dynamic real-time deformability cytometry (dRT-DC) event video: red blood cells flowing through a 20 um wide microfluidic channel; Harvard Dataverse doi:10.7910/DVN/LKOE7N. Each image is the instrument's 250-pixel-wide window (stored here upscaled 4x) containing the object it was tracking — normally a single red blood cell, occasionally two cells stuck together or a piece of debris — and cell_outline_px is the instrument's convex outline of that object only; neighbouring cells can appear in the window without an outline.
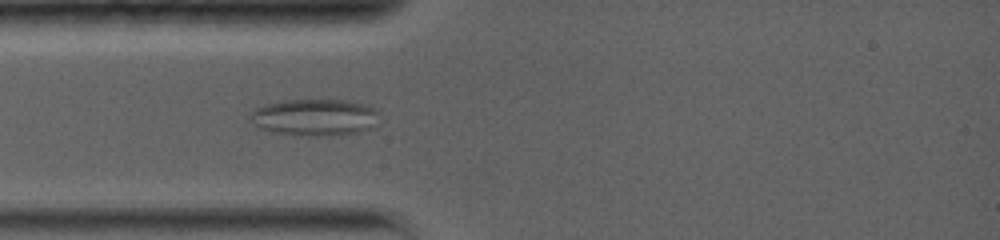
{"species": "common noctule bat (a hibernating species)", "species_latin": "Nyctalus noctula", "temperature_condition": "warm", "stored_images_in_passage": 54, "camera_frame_rate_fps": 5000, "um_per_image_px": 0.085, "animal": {"sex": "female", "body_mass_g": 19.0, "forearm_length_mm": 56.7}, "frame": {"image": 1, "passage_image": 10, "time_ms": 3.2, "image_size_px": [1000, 240], "cell_outline_px": [[380, 112], [372, 128], [360, 132], [332, 136], [308, 136], [272, 132], [260, 128], [248, 120], [248, 116], [256, 108], [264, 104], [284, 100], [348, 100], [372, 104]], "centroid_in_image_um": [26.79, 9.97], "position_along_channel_um": 58.2, "area_um2": 28.26}}
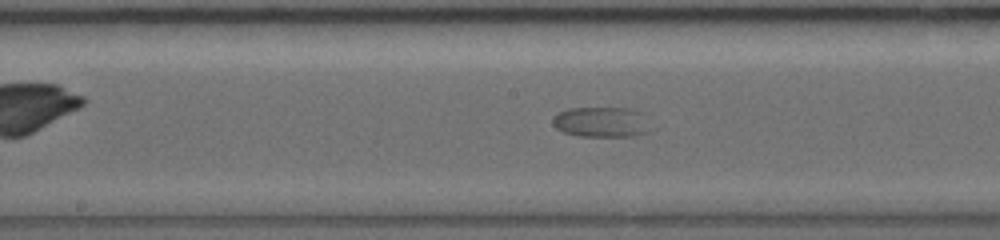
{"frame": {"image": 2, "passage_image": 23, "time_ms": 7.2, "image_size_px": [1000, 240], "cell_outline_px": [[648, 132], [636, 136], [580, 136], [564, 132], [556, 128], [552, 124], [552, 116], [556, 112], [568, 108], [632, 108], [640, 112]], "centroid_in_image_um": [51.01, 10.36], "position_along_channel_um": 197.2, "area_um2": 17.11}}
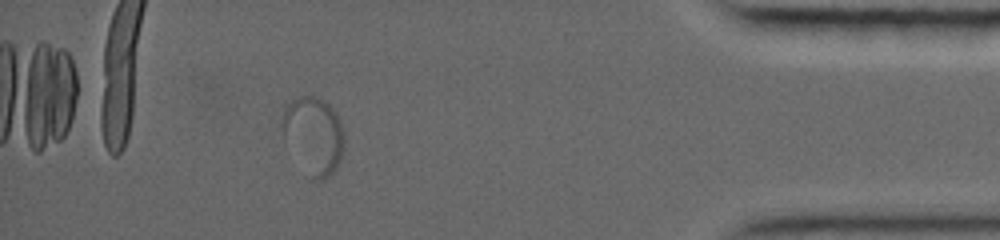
{"frame": {"image": 3, "passage_image": 45, "time_ms": 14.8, "image_size_px": [1000, 240], "cell_outline_px": [[344, 148], [340, 160], [336, 168], [324, 180], [320, 180], [312, 176], [284, 144], [280, 124], [280, 116], [284, 108], [292, 100], [300, 96], [316, 96], [324, 100], [336, 112], [344, 132]], "centroid_in_image_um": [26.62, 11.46], "position_along_channel_um": 408.6, "area_um2": 28.09}}